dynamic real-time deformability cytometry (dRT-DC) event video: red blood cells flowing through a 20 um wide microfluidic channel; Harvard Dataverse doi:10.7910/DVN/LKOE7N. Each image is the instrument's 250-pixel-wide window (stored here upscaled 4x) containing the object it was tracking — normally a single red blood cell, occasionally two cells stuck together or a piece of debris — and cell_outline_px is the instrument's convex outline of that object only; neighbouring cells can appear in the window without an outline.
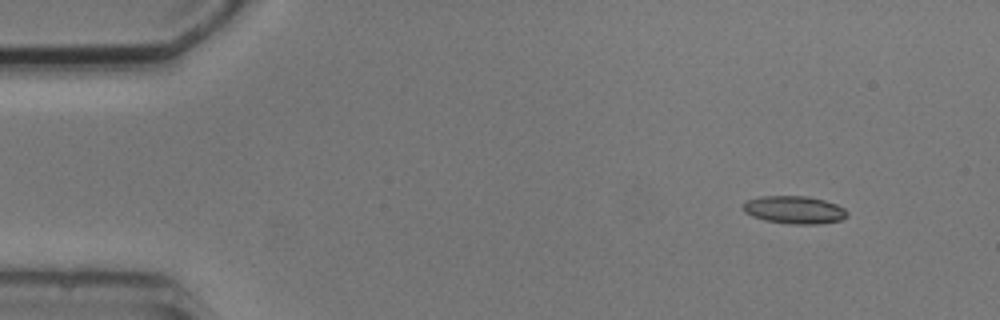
{"species": "common noctule bat (a hibernating species)", "species_latin": "Nyctalus noctula", "temperature_condition": "cold", "stored_images_in_passage": 5, "camera_frame_rate_fps": 3000, "um_per_image_px": 0.085, "animal": {"sex": "male", "body_mass_g": 20.5, "forearm_length_mm": 52.5}, "frame": {"image": 1, "passage_image": 1, "time_ms": 0.0, "image_size_px": [1000, 320], "cell_outline_px": [[848, 216], [840, 220], [820, 224], [792, 224], [764, 220], [752, 216], [744, 212], [740, 208], [748, 200], [760, 196], [808, 196], [824, 200], [836, 204], [844, 208], [848, 212]], "centroid_in_image_um": [67.51, 17.84], "position_along_channel_um": 17.5, "area_um2": 16.94}}
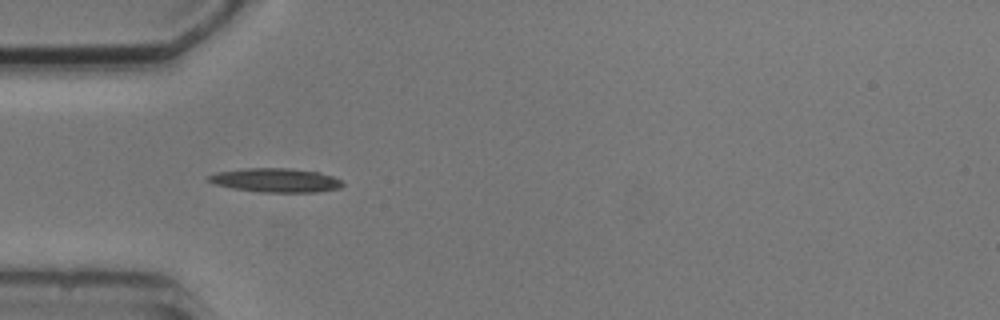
{"frame": {"image": 2, "passage_image": 4, "time_ms": 3.667, "image_size_px": [1000, 320], "cell_outline_px": [[344, 184], [340, 188], [316, 192], [260, 192], [232, 188], [216, 184], [208, 180], [208, 176], [216, 172], [244, 168], [288, 168], [320, 172], [332, 176], [340, 180]], "centroid_in_image_um": [23.44, 15.31], "position_along_channel_um": 61.6, "area_um2": 18.67}}